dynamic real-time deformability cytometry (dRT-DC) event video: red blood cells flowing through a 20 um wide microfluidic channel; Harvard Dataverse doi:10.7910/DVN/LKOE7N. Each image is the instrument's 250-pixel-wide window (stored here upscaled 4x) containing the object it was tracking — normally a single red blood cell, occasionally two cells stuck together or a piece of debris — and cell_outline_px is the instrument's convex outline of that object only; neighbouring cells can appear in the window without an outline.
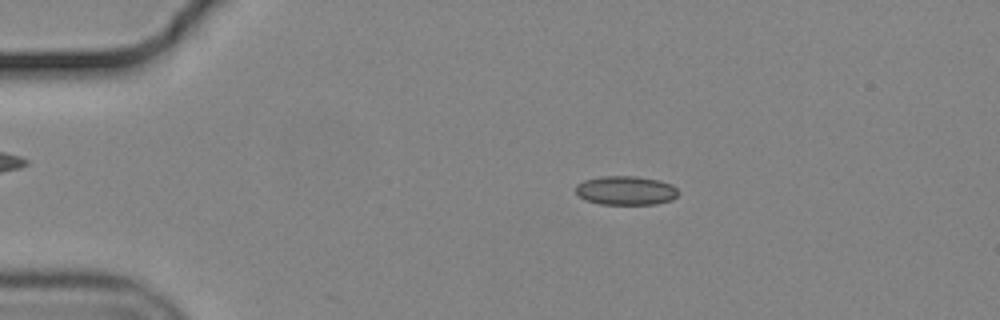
{"species": "common noctule bat (a hibernating species)", "species_latin": "Nyctalus noctula", "temperature_condition": "cold", "stored_images_in_passage": 56, "camera_frame_rate_fps": 3000, "um_per_image_px": 0.085, "animal": {"sex": "male", "body_mass_g": 19.2, "forearm_length_mm": 51.8}, "frame": {"image": 1, "passage_image": 11, "time_ms": 3.333, "image_size_px": [1000, 320], "cell_outline_px": [[680, 192], [672, 200], [656, 204], [600, 204], [584, 200], [576, 192], [576, 184], [584, 180], [604, 176], [636, 176], [660, 180], [672, 184]], "centroid_in_image_um": [53.21, 16.19], "position_along_channel_um": 31.8, "area_um2": 17.46}}
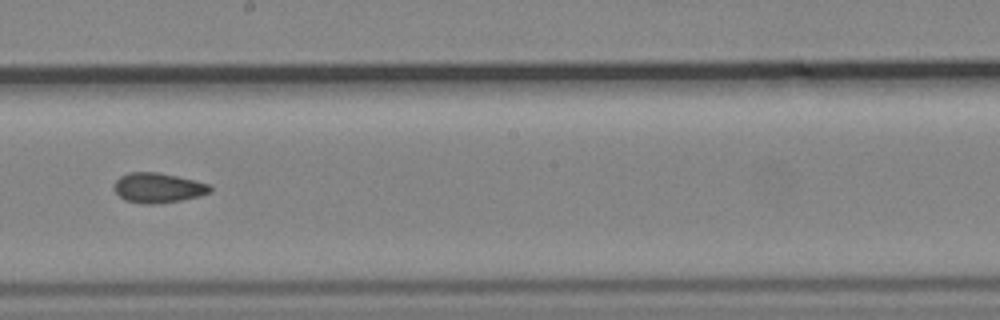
{"frame": {"image": 2, "passage_image": 32, "time_ms": 10.333, "image_size_px": [1000, 320], "cell_outline_px": [[212, 188], [208, 192], [200, 196], [180, 200], [152, 204], [144, 204], [124, 200], [116, 192], [116, 180], [120, 176], [128, 172], [160, 172], [208, 184]], "centroid_in_image_um": [13.41, 15.96], "position_along_channel_um": 234.8, "area_um2": 16.42}}
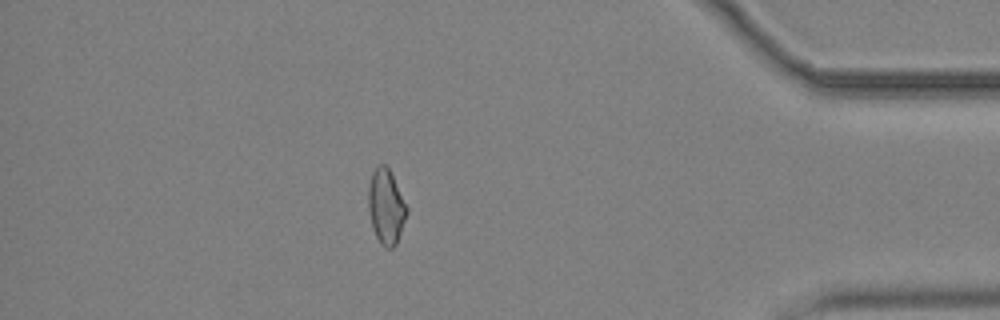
{"frame": {"image": 3, "passage_image": 49, "time_ms": 16.0, "image_size_px": [1000, 320], "cell_outline_px": [[408, 212], [396, 244], [392, 248], [384, 248], [380, 244], [372, 228], [368, 208], [368, 188], [372, 172], [376, 164], [384, 164], [388, 168], [408, 208]], "centroid_in_image_um": [32.8, 17.58], "position_along_channel_um": 402.4, "area_um2": 16.76}, "authors_computed_cell_mechanics": {"area_um2": 16.7909, "velocity_mm_per_s": 3.6711, "shape_relaxation_time_tau1_ms": null, "shape_relaxation_time_tau2_ms": 3.527, "deformation_change_tau1": null, "deformation_change_tau2": 0.0935}}